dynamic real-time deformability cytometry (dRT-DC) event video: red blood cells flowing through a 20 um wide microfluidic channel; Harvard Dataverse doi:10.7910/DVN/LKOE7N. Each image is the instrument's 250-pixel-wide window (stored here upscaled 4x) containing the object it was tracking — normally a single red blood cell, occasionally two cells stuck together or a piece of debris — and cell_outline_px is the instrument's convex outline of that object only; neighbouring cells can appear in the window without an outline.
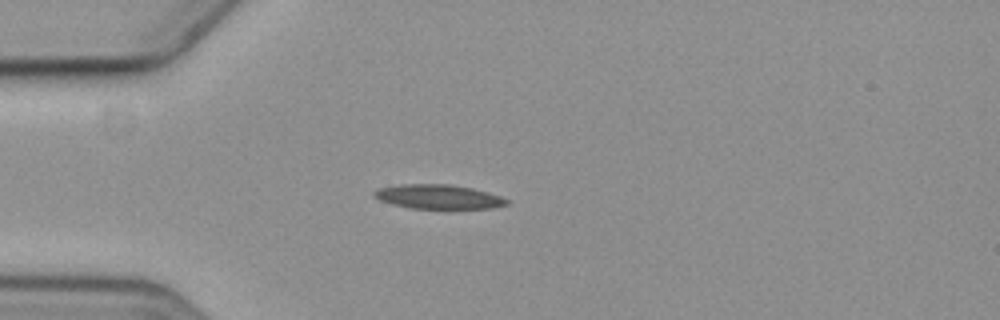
{"species": "common noctule bat (a hibernating species)", "species_latin": "Nyctalus noctula", "temperature_condition": "cold", "stored_images_in_passage": 3, "camera_frame_rate_fps": 3000, "um_per_image_px": 0.085, "animal": {"sex": "female", "body_mass_g": 19.3, "forearm_length_mm": 54.1}, "frame": {"image": 1, "passage_image": 1, "time_ms": 0.0, "image_size_px": [1000, 320], "cell_outline_px": [[508, 204], [496, 208], [444, 212], [408, 208], [392, 204], [380, 200], [372, 196], [372, 192], [380, 188], [404, 184], [448, 184], [472, 188], [500, 196], [508, 200]], "centroid_in_image_um": [37.31, 16.79], "position_along_channel_um": 47.7, "area_um2": 19.88}}
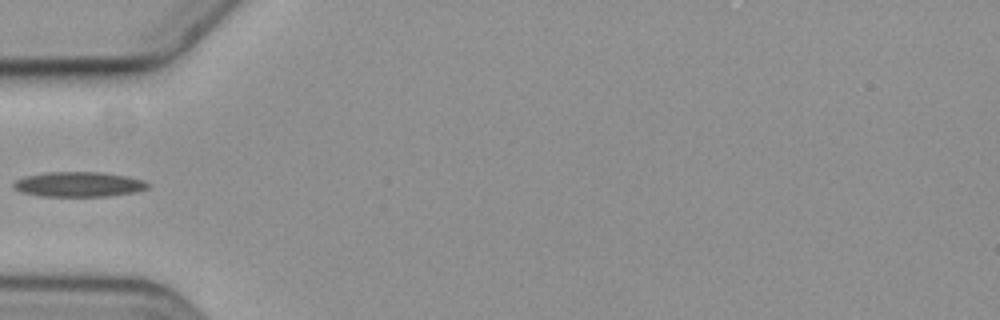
{"frame": {"image": 2, "passage_image": 2, "time_ms": 1.333, "image_size_px": [1000, 320], "cell_outline_px": [[152, 184], [148, 188], [136, 192], [108, 196], [40, 196], [20, 192], [12, 188], [12, 184], [16, 180], [24, 176], [48, 172], [100, 172], [124, 176], [144, 180]], "centroid_in_image_um": [6.68, 15.67], "position_along_channel_um": 78.3, "area_um2": 19.65}}
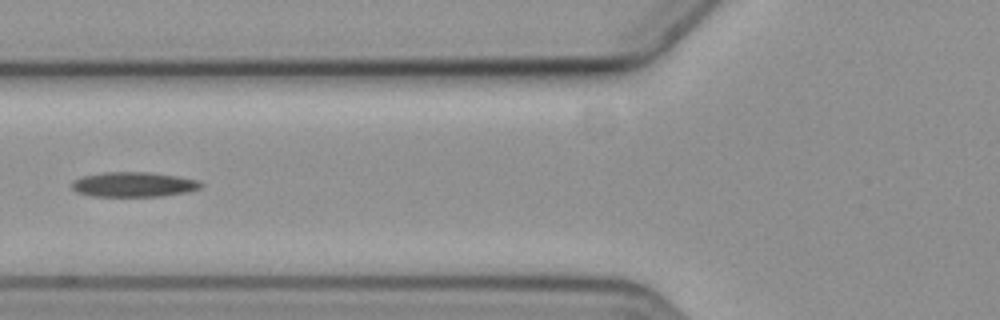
{"frame": {"image": 3, "passage_image": 3, "time_ms": 2.333, "image_size_px": [1000, 320], "cell_outline_px": [[204, 184], [200, 188], [188, 192], [164, 196], [92, 196], [76, 192], [72, 188], [72, 180], [84, 176], [104, 172], [148, 172], [176, 176], [200, 180]], "centroid_in_image_um": [11.38, 15.68], "position_along_channel_um": 114.4, "area_um2": 18.79}}